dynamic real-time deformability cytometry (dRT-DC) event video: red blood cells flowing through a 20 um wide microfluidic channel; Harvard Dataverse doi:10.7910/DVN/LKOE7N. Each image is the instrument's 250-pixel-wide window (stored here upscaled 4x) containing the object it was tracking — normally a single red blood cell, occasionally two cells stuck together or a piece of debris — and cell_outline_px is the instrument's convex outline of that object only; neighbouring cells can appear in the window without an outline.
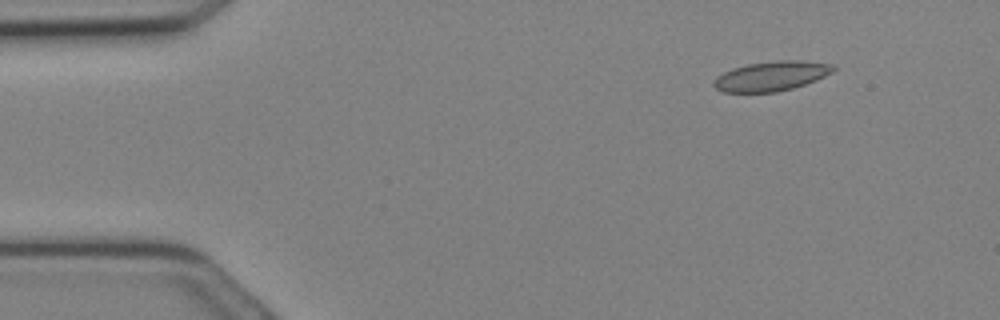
{"species": "Egyptian fruit bat (a non-hibernating species)", "species_latin": "Rousettus aegyptiacus", "temperature_condition": "cold", "stored_images_in_passage": 13, "camera_frame_rate_fps": 3000, "um_per_image_px": 0.085, "animal": {"sex": "female"}, "frame": {"image": 1, "passage_image": 4, "time_ms": 1.0, "image_size_px": [1000, 320], "cell_outline_px": [[836, 68], [832, 72], [816, 80], [792, 88], [776, 92], [724, 92], [716, 88], [712, 84], [716, 76], [732, 68], [748, 64], [776, 60], [800, 60], [832, 64]], "centroid_in_image_um": [65.55, 6.46], "position_along_channel_um": 19.5, "area_um2": 20.58}}
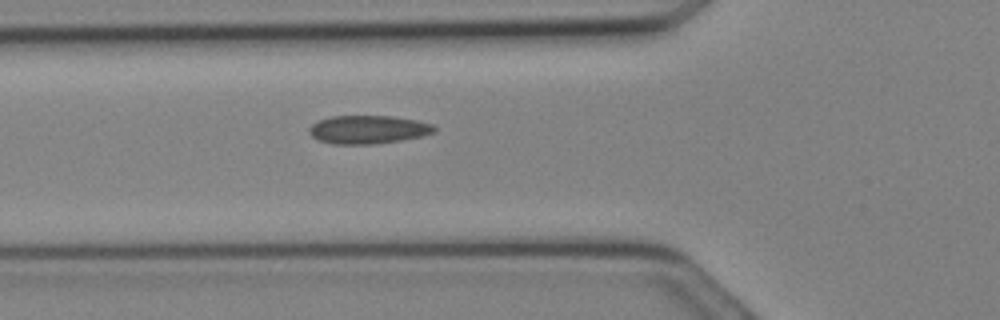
{"frame": {"image": 2, "passage_image": 11, "time_ms": 3.333, "image_size_px": [1000, 320], "cell_outline_px": [[436, 128], [432, 132], [420, 136], [400, 140], [376, 144], [332, 144], [316, 140], [308, 132], [308, 128], [316, 120], [332, 116], [392, 116], [416, 120], [432, 124]], "centroid_in_image_um": [31.21, 11.01], "position_along_channel_um": 94.6, "area_um2": 20.69}}
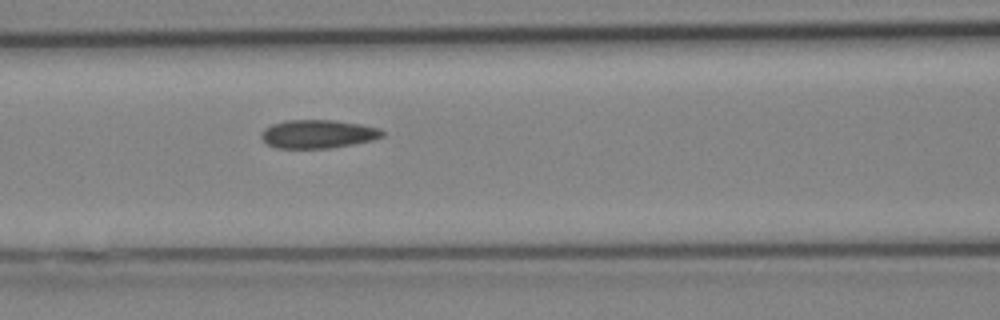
{"frame": {"image": 3, "passage_image": 13, "time_ms": 4.0, "image_size_px": [1000, 320], "cell_outline_px": [[384, 136], [376, 140], [332, 148], [276, 148], [264, 144], [260, 136], [260, 132], [264, 128], [272, 124], [284, 120], [336, 120], [360, 124], [380, 128], [384, 132]], "centroid_in_image_um": [27.01, 11.39], "position_along_channel_um": 139.6, "area_um2": 20.52}}